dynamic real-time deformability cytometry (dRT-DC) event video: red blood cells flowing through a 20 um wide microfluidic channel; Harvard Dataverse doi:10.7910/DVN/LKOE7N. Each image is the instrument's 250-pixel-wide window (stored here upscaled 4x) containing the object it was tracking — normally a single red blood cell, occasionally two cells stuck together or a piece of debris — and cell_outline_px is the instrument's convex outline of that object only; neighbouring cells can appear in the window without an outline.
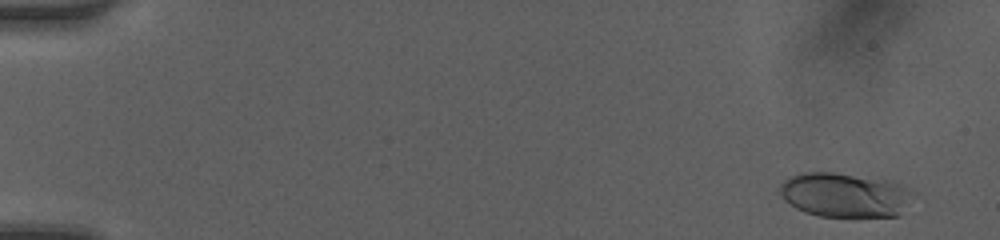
{"species": "human", "species_latin": "Homo sapiens", "temperature_condition": "room temperature", "stored_images_in_passage": 50, "camera_frame_rate_fps": 3000, "um_per_image_px": 0.085, "donor": {"sex": "female"}, "frame": {"image": 1, "passage_image": 3, "time_ms": 0.667, "image_size_px": [1000, 240], "cell_outline_px": [[908, 192], [900, 216], [820, 216], [804, 212], [796, 208], [784, 200], [780, 192], [780, 184], [788, 176], [800, 172], [832, 172], [892, 180], [900, 184]], "centroid_in_image_um": [71.68, 16.55], "position_along_channel_um": 13.3, "area_um2": 33.93}}
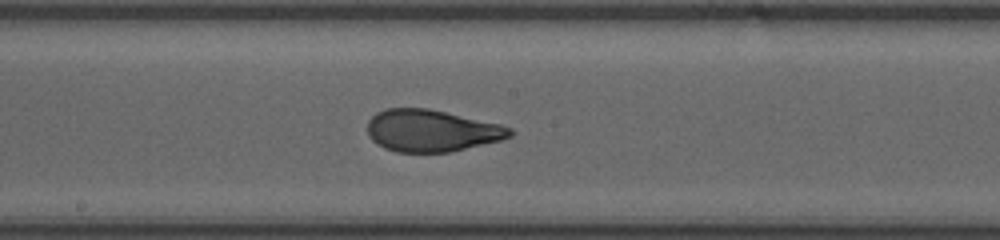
{"frame": {"image": 2, "passage_image": 28, "time_ms": 9.0, "image_size_px": [1000, 240], "cell_outline_px": [[516, 132], [512, 136], [500, 140], [448, 152], [396, 152], [384, 148], [372, 140], [368, 136], [368, 120], [376, 112], [384, 108], [428, 108], [500, 124], [512, 128]], "centroid_in_image_um": [36.66, 11.1], "position_along_channel_um": 211.5, "area_um2": 34.85}}
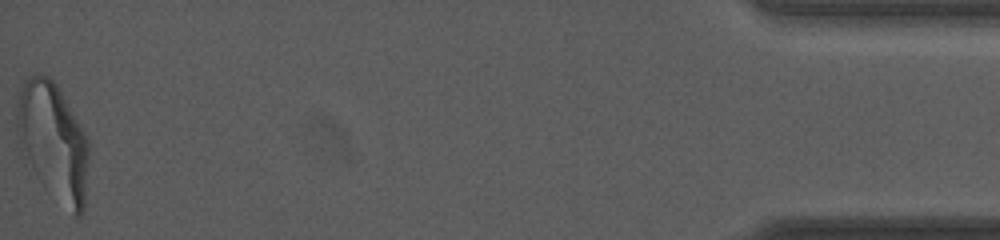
{"frame": {"image": 3, "passage_image": 50, "time_ms": 16.333, "image_size_px": [1000, 240], "cell_outline_px": [[88, 156], [84, 208], [80, 216], [72, 216], [20, 152], [16, 132], [16, 104], [20, 80], [28, 76], [40, 72], [48, 76], [56, 84], [84, 132], [88, 140]], "centroid_in_image_um": [4.47, 11.92], "position_along_channel_um": 430.7, "area_um2": 48.84}, "authors_computed_cell_mechanics": {"area_um2": 35.1135, "velocity_mm_per_s": 4.1808, "shape_relaxation_time_tau1_ms": 5.9084, "shape_relaxation_time_tau2_ms": 0.6913, "deformation_change_tau1": 0.2236, "deformation_change_tau2": 0.0654}}